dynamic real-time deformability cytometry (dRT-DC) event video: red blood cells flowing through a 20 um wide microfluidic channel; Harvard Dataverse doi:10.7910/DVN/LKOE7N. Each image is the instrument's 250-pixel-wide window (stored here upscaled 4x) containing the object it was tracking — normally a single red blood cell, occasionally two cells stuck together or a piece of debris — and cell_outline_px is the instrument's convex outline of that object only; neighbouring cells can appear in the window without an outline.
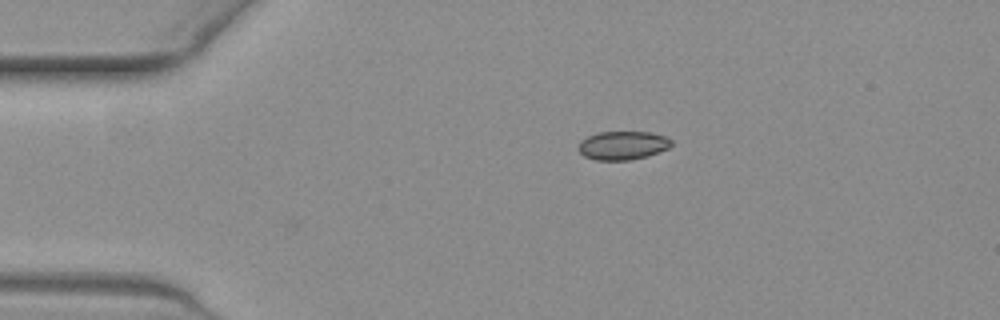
{"species": "common noctule bat (a hibernating species)", "species_latin": "Nyctalus noctula", "temperature_condition": "warm", "stored_images_in_passage": 37, "camera_frame_rate_fps": 3000, "um_per_image_px": 0.085, "animal": {"sex": "female", "body_mass_g": 19.3, "forearm_length_mm": 54.1}, "frame": {"image": 1, "passage_image": 1, "time_ms": 0.0, "image_size_px": [1000, 320], "cell_outline_px": [[672, 144], [668, 148], [648, 156], [628, 160], [596, 160], [584, 156], [576, 148], [580, 140], [588, 136], [600, 132], [652, 132], [664, 136], [672, 140]], "centroid_in_image_um": [52.91, 12.36], "position_along_channel_um": 32.1, "area_um2": 15.55}}
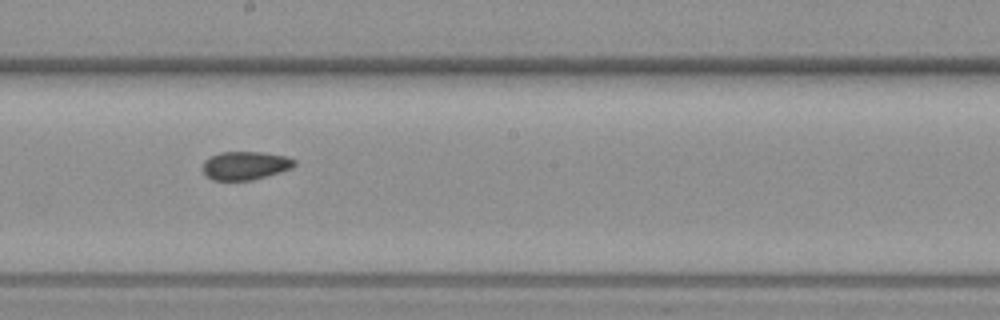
{"frame": {"image": 2, "passage_image": 20, "time_ms": 6.333, "image_size_px": [1000, 320], "cell_outline_px": [[296, 164], [292, 168], [252, 180], [212, 180], [204, 172], [204, 160], [220, 152], [264, 152], [288, 156], [296, 160]], "centroid_in_image_um": [20.89, 14.06], "position_along_channel_um": 227.3, "area_um2": 15.09}}
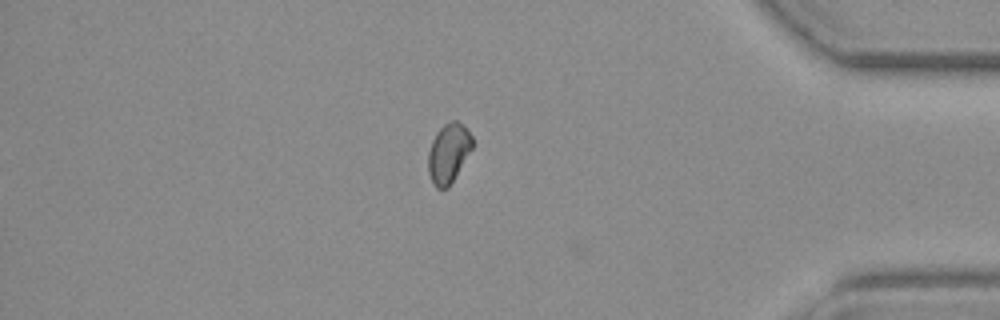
{"frame": {"image": 3, "passage_image": 36, "time_ms": 11.667, "image_size_px": [1000, 320], "cell_outline_px": [[472, 148], [448, 188], [436, 188], [428, 172], [428, 152], [432, 140], [436, 132], [444, 124], [452, 120], [456, 120], [464, 124], [472, 136]], "centroid_in_image_um": [38.12, 12.98], "position_along_channel_um": 397.1, "area_um2": 15.2}, "authors_computed_cell_mechanics": {"area_um2": 15.4326, "velocity_mm_per_s": 3.839, "shape_relaxation_time_tau1_ms": null, "shape_relaxation_time_tau2_ms": 3.262, "deformation_change_tau1": null, "deformation_change_tau2": 0.0558}}